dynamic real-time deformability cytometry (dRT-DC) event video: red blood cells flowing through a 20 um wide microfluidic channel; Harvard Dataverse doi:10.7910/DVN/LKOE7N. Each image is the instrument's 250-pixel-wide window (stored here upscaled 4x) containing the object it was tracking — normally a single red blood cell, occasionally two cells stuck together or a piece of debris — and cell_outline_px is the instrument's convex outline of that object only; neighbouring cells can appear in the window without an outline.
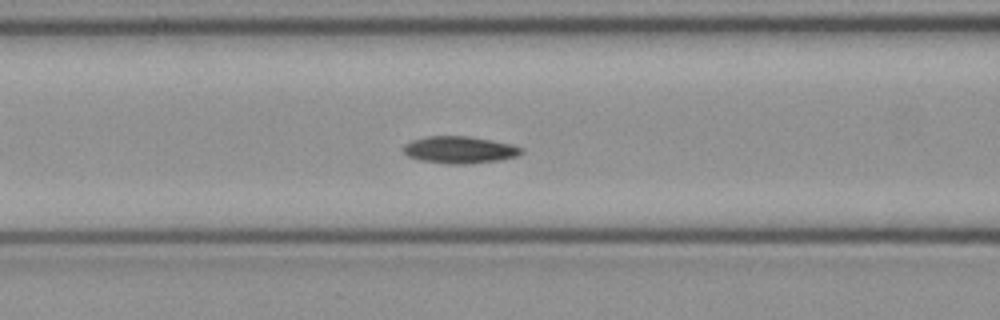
{"species": "common noctule bat (a hibernating species)", "species_latin": "Nyctalus noctula", "temperature_condition": "cold", "stored_images_in_passage": 32, "camera_frame_rate_fps": 3000, "um_per_image_px": 0.085, "animal": {"sex": "female", "body_mass_g": 21.9}, "frame": {"image": 1, "passage_image": 12, "time_ms": 3.667, "image_size_px": [1000, 320], "cell_outline_px": [[524, 152], [516, 156], [500, 160], [464, 164], [444, 164], [420, 160], [408, 156], [404, 152], [404, 144], [412, 140], [428, 136], [468, 136], [492, 140], [512, 144], [524, 148]], "centroid_in_image_um": [39.08, 12.73], "position_along_channel_um": 127.5, "area_um2": 18.67}}
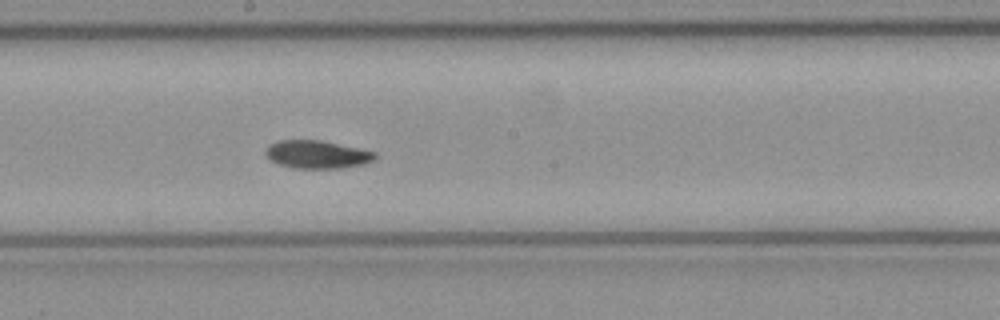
{"frame": {"image": 2, "passage_image": 19, "time_ms": 6.0, "image_size_px": [1000, 320], "cell_outline_px": [[376, 160], [364, 164], [340, 168], [292, 168], [280, 164], [264, 156], [264, 152], [272, 144], [280, 140], [320, 140], [376, 152]], "centroid_in_image_um": [26.97, 13.13], "position_along_channel_um": 221.2, "area_um2": 17.69}}
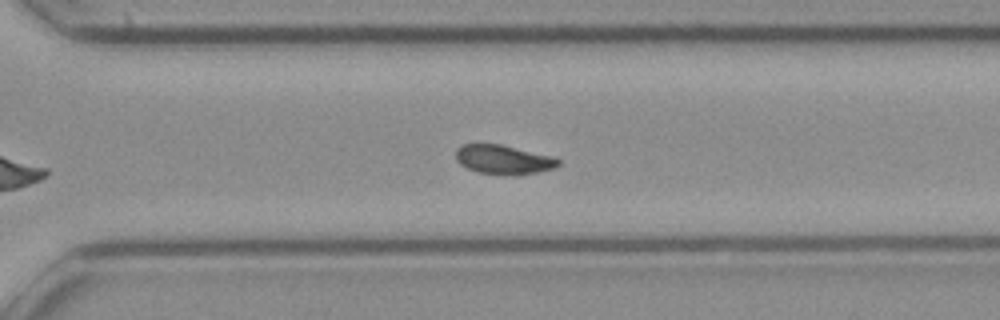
{"frame": {"image": 3, "passage_image": 27, "time_ms": 8.667, "image_size_px": [1000, 320], "cell_outline_px": [[560, 164], [556, 168], [536, 172], [508, 176], [476, 172], [460, 164], [456, 160], [456, 148], [460, 144], [500, 144], [556, 156], [560, 160]], "centroid_in_image_um": [42.82, 13.56], "position_along_channel_um": 327.8, "area_um2": 17.8}, "authors_computed_cell_mechanics": {"area_um2": 18.1781, "velocity_mm_per_s": 4.007, "shape_relaxation_time_tau1_ms": 4.5368, "shape_relaxation_time_tau2_ms": 5.5759, "deformation_change_tau1": 0.1367, "deformation_change_tau2": 0.0927}}